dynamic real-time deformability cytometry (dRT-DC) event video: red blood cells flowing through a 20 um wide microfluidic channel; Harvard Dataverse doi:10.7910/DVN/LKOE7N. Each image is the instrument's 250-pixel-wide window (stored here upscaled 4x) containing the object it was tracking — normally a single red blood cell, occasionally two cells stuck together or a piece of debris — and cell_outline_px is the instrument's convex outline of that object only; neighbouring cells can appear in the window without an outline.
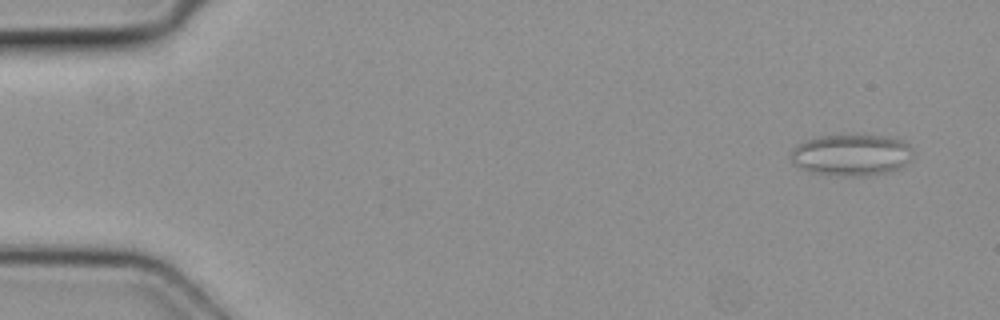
{"species": "common noctule bat (a hibernating species)", "species_latin": "Nyctalus noctula", "temperature_condition": "cold", "stored_images_in_passage": 5, "camera_frame_rate_fps": 3000, "um_per_image_px": 0.085, "animal": {"sex": "female", "body_mass_g": 19.3, "forearm_length_mm": 54.1}, "frame": {"image": 1, "passage_image": 1, "time_ms": 0.0, "image_size_px": [1000, 320], "cell_outline_px": [[912, 160], [908, 164], [892, 172], [868, 176], [840, 176], [812, 172], [800, 168], [792, 164], [792, 148], [796, 144], [804, 140], [816, 136], [836, 132], [856, 132], [892, 136], [904, 140], [912, 148]], "centroid_in_image_um": [72.41, 13.11], "position_along_channel_um": 12.6, "area_um2": 31.44}}